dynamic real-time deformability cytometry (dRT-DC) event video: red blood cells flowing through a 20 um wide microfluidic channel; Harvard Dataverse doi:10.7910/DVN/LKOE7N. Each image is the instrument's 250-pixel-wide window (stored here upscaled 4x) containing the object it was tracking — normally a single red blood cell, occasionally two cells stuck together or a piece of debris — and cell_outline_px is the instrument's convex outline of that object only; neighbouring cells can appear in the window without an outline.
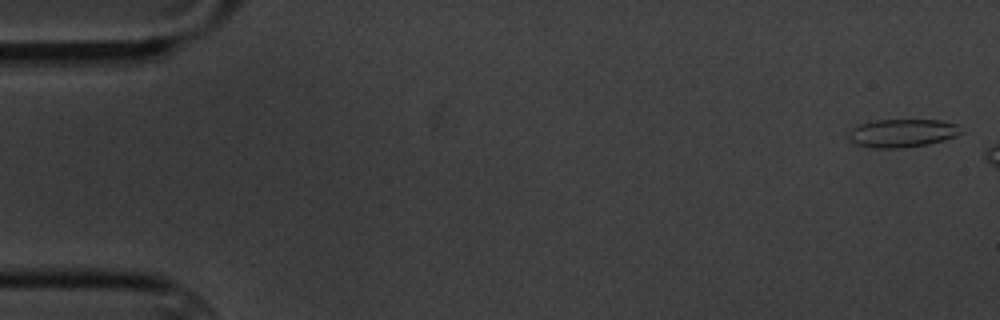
{"species": "common noctule bat (a hibernating species)", "species_latin": "Nyctalus noctula", "temperature_condition": "cold", "stored_images_in_passage": 3, "camera_frame_rate_fps": 3000, "um_per_image_px": 0.085, "animal": {"sex": "male", "body_mass_g": 20.1, "forearm_length_mm": 53.5}, "frame": {"image": 1, "passage_image": 1, "time_ms": 0.0, "image_size_px": [1000, 320], "cell_outline_px": [[964, 132], [956, 136], [944, 140], [928, 144], [904, 148], [868, 148], [856, 144], [848, 140], [848, 128], [860, 124], [876, 120], [940, 120], [960, 124]], "centroid_in_image_um": [76.69, 11.31], "position_along_channel_um": 8.3, "area_um2": 18.96}}